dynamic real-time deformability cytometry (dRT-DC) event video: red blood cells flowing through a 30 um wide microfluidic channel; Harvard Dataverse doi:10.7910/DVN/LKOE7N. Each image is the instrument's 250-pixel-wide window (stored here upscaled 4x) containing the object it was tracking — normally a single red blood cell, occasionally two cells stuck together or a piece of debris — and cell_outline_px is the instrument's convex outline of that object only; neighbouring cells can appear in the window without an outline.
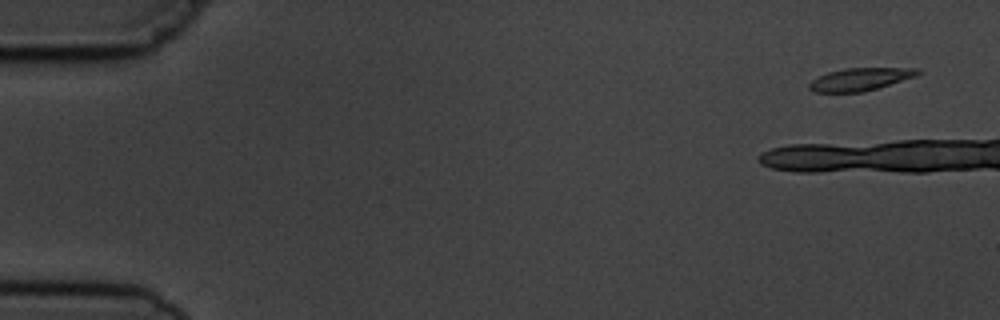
{"species": "common noctule bat (a hibernating species)", "species_latin": "Nyctalus noctula", "temperature_condition": "cold", "stored_images_in_passage": 5, "camera_frame_rate_fps": 3000, "um_per_image_px": 0.085, "animal": {"sex": "male", "body_mass_g": 19.5, "forearm_length_mm": 54.6}, "frame": {"image": 1, "passage_image": 1, "time_ms": 0.0, "image_size_px": [1000, 320], "cell_outline_px": [[920, 72], [916, 76], [864, 92], [812, 92], [808, 88], [808, 84], [812, 80], [828, 72], [844, 68], [920, 68]], "centroid_in_image_um": [73.09, 6.74], "position_along_channel_um": 11.9, "area_um2": 14.28}}